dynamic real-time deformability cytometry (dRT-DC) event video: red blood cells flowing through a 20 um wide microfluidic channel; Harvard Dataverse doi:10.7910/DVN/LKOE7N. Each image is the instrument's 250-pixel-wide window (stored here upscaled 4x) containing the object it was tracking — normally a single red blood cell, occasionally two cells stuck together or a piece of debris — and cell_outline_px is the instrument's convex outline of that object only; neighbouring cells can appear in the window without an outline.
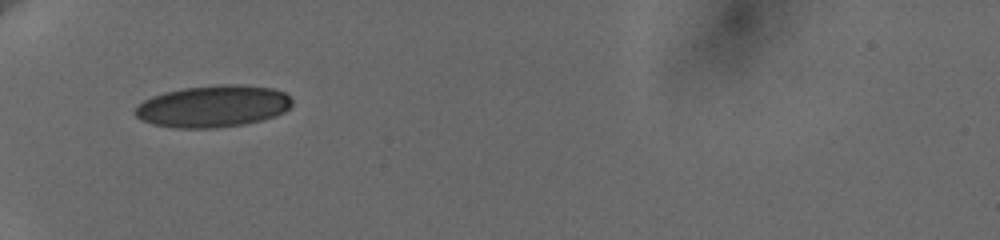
{"species": "human", "species_latin": "Homo sapiens", "temperature_condition": "cold", "stored_images_in_passage": 2, "camera_frame_rate_fps": 3000, "um_per_image_px": 0.085, "donor": {"sex": "female"}, "frame": {"image": 1, "passage_image": 1, "time_ms": 0.0, "image_size_px": [1000, 240], "cell_outline_px": [[292, 104], [284, 112], [276, 116], [260, 120], [240, 124], [216, 128], [176, 128], [152, 124], [140, 120], [132, 112], [144, 100], [152, 96], [164, 92], [184, 88], [220, 84], [240, 84], [272, 88], [284, 92], [292, 100]], "centroid_in_image_um": [18.08, 9.03], "position_along_channel_um": 66.9, "area_um2": 38.32}}